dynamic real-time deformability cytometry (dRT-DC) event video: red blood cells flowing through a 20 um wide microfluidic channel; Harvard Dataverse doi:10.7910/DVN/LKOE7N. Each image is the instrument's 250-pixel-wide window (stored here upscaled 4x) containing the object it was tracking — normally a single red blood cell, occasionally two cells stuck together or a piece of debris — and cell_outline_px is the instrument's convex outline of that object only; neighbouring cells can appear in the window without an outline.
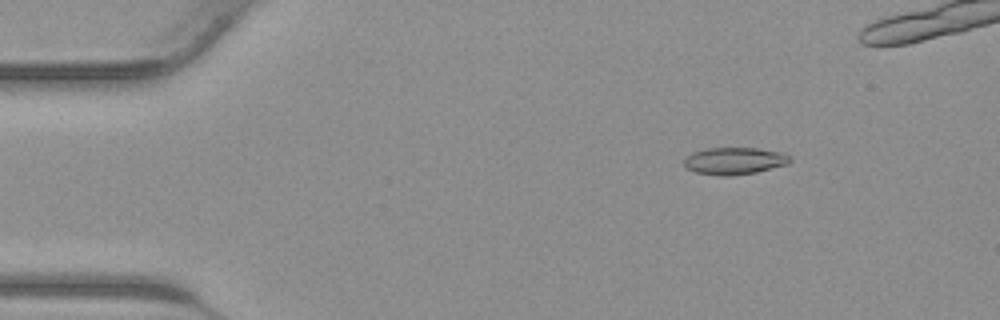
{"species": "common noctule bat (a hibernating species)", "species_latin": "Nyctalus noctula", "temperature_condition": "warm", "stored_images_in_passage": 36, "camera_frame_rate_fps": 3000, "um_per_image_px": 0.085, "animal": {"sex": "male", "body_mass_g": 23.1, "forearm_length_mm": 52.7}, "frame": {"image": 1, "passage_image": 4, "time_ms": 1.0, "image_size_px": [1000, 320], "cell_outline_px": [[792, 160], [788, 164], [756, 172], [728, 176], [720, 176], [696, 172], [684, 168], [684, 160], [688, 156], [696, 152], [708, 148], [756, 148], [784, 152], [792, 156]], "centroid_in_image_um": [62.48, 13.68], "position_along_channel_um": 22.5, "area_um2": 16.76}}
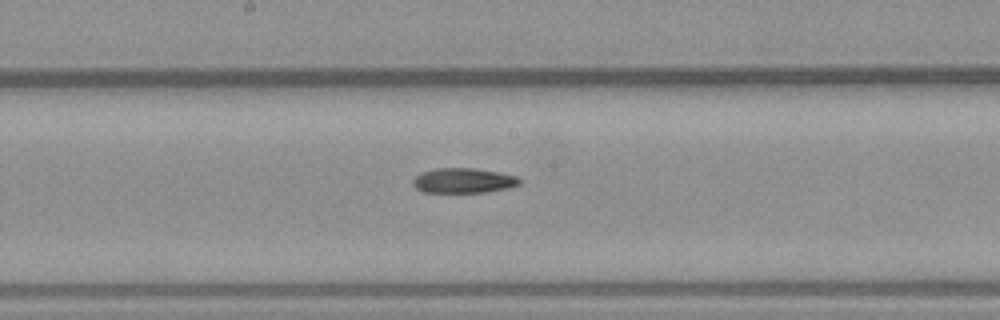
{"frame": {"image": 2, "passage_image": 20, "time_ms": 6.333, "image_size_px": [1000, 320], "cell_outline_px": [[520, 184], [508, 188], [484, 192], [424, 192], [416, 188], [412, 184], [412, 180], [420, 172], [436, 168], [472, 168], [496, 172], [516, 176], [520, 180]], "centroid_in_image_um": [39.34, 15.35], "position_along_channel_um": 208.9, "area_um2": 15.37}}
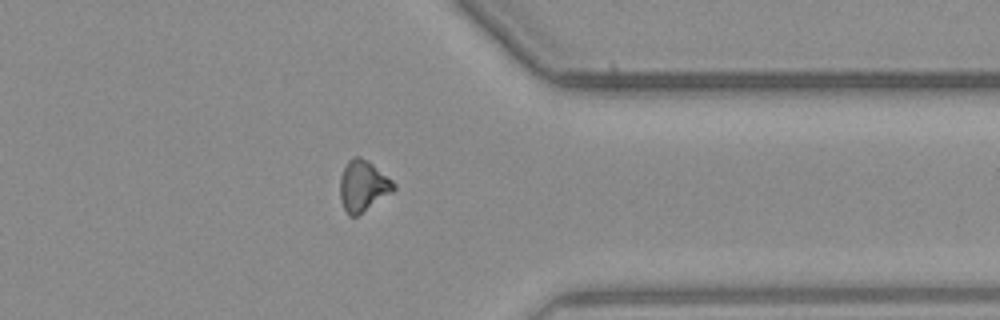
{"frame": {"image": 3, "passage_image": 31, "time_ms": 10.0, "image_size_px": [1000, 320], "cell_outline_px": [[396, 188], [392, 192], [356, 216], [348, 216], [340, 200], [340, 176], [348, 160], [356, 156], [360, 156], [372, 164], [392, 180], [396, 184]], "centroid_in_image_um": [30.84, 15.8], "position_along_channel_um": 380.6, "area_um2": 15.72}}